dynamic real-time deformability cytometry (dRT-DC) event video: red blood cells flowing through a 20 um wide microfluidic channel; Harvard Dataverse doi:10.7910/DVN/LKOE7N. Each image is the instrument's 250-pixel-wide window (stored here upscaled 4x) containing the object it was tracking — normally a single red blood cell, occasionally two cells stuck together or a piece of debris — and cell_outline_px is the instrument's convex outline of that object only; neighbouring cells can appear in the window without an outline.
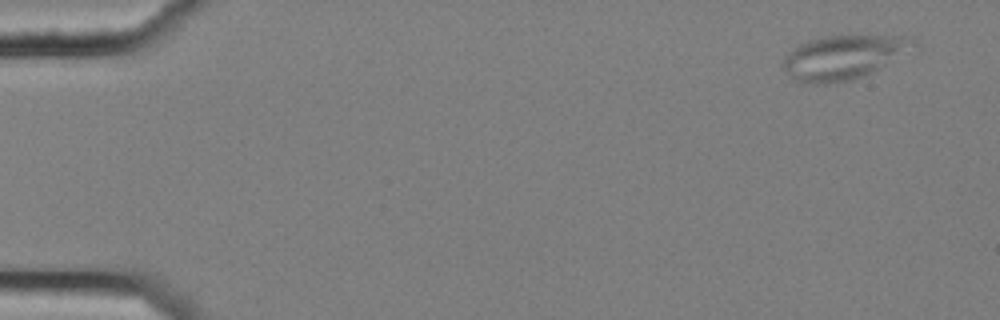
{"species": "common noctule bat (a hibernating species)", "species_latin": "Nyctalus noctula", "temperature_condition": "cold", "stored_images_in_passage": 5, "camera_frame_rate_fps": 3000, "um_per_image_px": 0.085, "animal": {"sex": "female", "body_mass_g": 25.1}, "frame": {"image": 1, "passage_image": 1, "time_ms": 0.0, "image_size_px": [1000, 320], "cell_outline_px": [[916, 40], [884, 64], [872, 72], [864, 76], [852, 80], [828, 84], [812, 84], [792, 80], [780, 64], [784, 56], [796, 44], [808, 40], [824, 36], [908, 36]], "centroid_in_image_um": [71.47, 4.89], "position_along_channel_um": 13.5, "area_um2": 32.83}}